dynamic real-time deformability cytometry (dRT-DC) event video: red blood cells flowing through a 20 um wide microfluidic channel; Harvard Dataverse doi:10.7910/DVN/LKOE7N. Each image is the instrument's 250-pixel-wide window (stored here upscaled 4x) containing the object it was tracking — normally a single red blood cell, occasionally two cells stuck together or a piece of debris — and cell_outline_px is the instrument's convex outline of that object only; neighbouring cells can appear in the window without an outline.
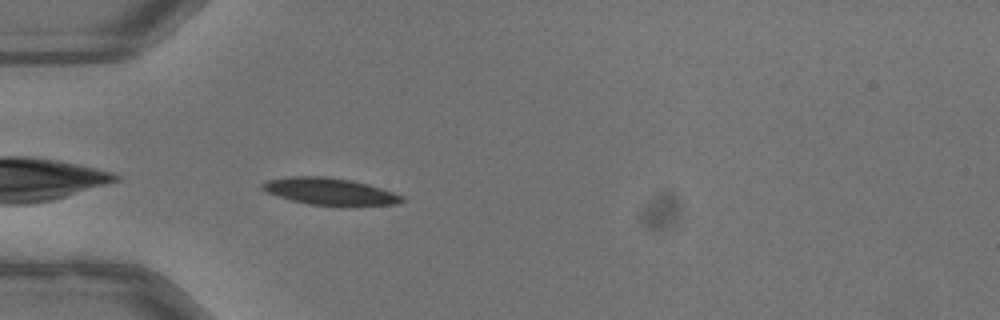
{"species": "common noctule bat (a hibernating species)", "species_latin": "Nyctalus noctula", "temperature_condition": "warm", "stored_images_in_passage": 34, "camera_frame_rate_fps": 3000, "um_per_image_px": 0.085, "animal": {"sex": "male", "body_mass_g": 13.3}, "frame": {"image": 1, "passage_image": 2, "time_ms": 0.333, "image_size_px": [1000, 320], "cell_outline_px": [[404, 200], [400, 204], [344, 208], [308, 204], [276, 196], [264, 192], [260, 188], [260, 184], [268, 180], [288, 176], [324, 176], [352, 180], [368, 184], [404, 196]], "centroid_in_image_um": [28.05, 16.31], "position_along_channel_um": 56.9, "area_um2": 22.83}}
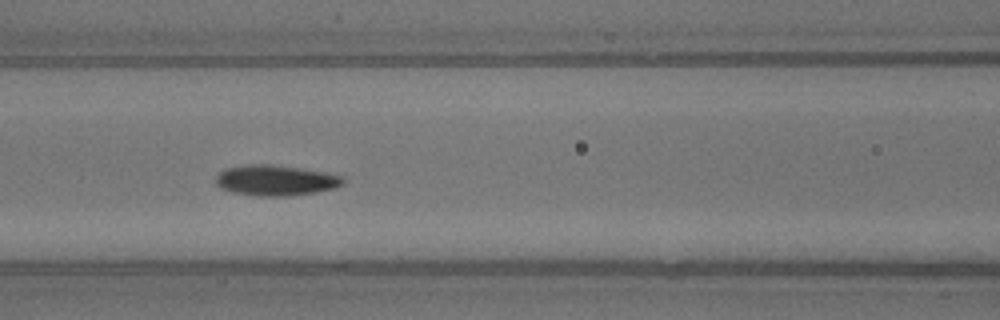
{"frame": {"image": 2, "passage_image": 9, "time_ms": 2.667, "image_size_px": [1000, 320], "cell_outline_px": [[344, 184], [336, 188], [316, 192], [288, 196], [260, 196], [232, 192], [220, 188], [216, 184], [216, 176], [220, 172], [228, 168], [248, 164], [268, 164], [324, 172], [344, 176]], "centroid_in_image_um": [23.45, 15.34], "position_along_channel_um": 143.2, "area_um2": 22.54}}
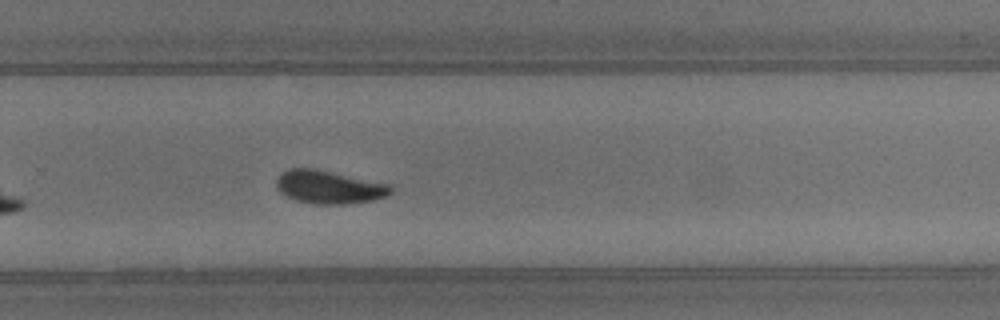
{"frame": {"image": 3, "passage_image": 21, "time_ms": 6.667, "image_size_px": [1000, 320], "cell_outline_px": [[392, 192], [388, 196], [372, 200], [348, 204], [312, 204], [296, 200], [280, 192], [276, 188], [276, 180], [288, 168], [316, 168], [392, 184]], "centroid_in_image_um": [28.01, 15.89], "position_along_channel_um": 301.8, "area_um2": 22.37}, "authors_computed_cell_mechanics": {"area_um2": 21.7328, "velocity_mm_per_s": 3.9882, "shape_relaxation_time_tau1_ms": 2.294, "shape_relaxation_time_tau2_ms": 3.7897, "deformation_change_tau1": 0.1058, "deformation_change_tau2": 0.0762}}